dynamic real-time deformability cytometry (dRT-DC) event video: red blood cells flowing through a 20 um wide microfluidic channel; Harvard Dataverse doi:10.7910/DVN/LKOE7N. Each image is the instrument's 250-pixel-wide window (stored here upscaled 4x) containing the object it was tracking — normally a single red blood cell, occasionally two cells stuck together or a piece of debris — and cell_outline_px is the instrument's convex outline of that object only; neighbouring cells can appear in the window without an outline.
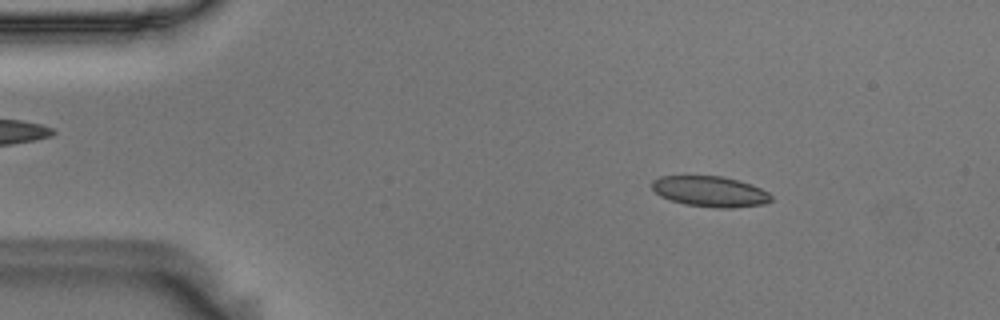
{"species": "Egyptian fruit bat (a non-hibernating species)", "species_latin": "Rousettus aegyptiacus", "temperature_condition": "room temperature", "stored_images_in_passage": 55, "camera_frame_rate_fps": 3000, "um_per_image_px": 0.085, "animal": {"sex": "male"}, "frame": {"image": 1, "passage_image": 8, "time_ms": 2.333, "image_size_px": [1000, 320], "cell_outline_px": [[772, 200], [764, 204], [732, 208], [716, 208], [684, 204], [660, 196], [652, 188], [652, 180], [660, 176], [720, 176], [752, 184], [768, 192], [772, 196]], "centroid_in_image_um": [60.36, 16.28], "position_along_channel_um": 24.6, "area_um2": 21.21}}
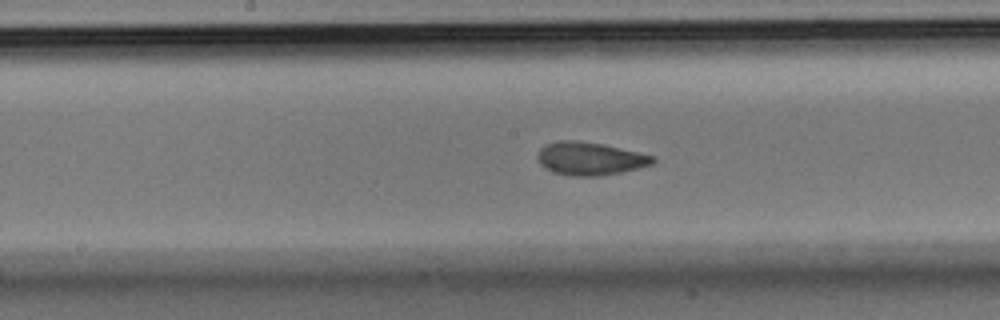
{"frame": {"image": 2, "passage_image": 28, "time_ms": 9.0, "image_size_px": [1000, 320], "cell_outline_px": [[656, 160], [652, 164], [620, 172], [600, 176], [572, 176], [552, 172], [544, 168], [540, 164], [536, 156], [540, 148], [544, 144], [560, 140], [576, 140], [604, 144], [640, 152], [656, 156]], "centroid_in_image_um": [50.12, 13.47], "position_along_channel_um": 198.1, "area_um2": 22.43}}
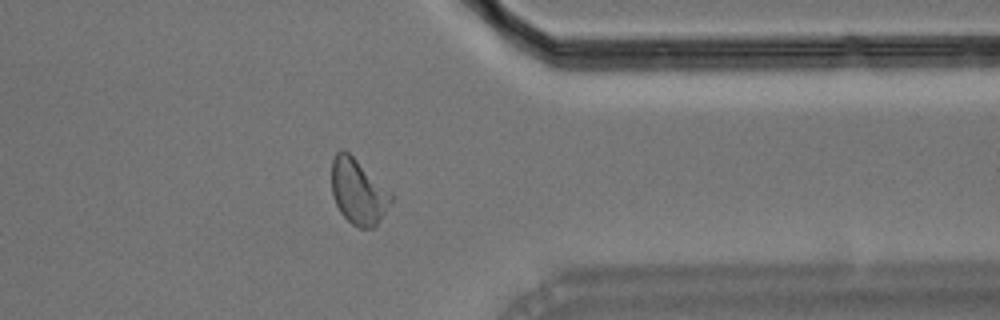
{"frame": {"image": 3, "passage_image": 44, "time_ms": 14.333, "image_size_px": [1000, 320], "cell_outline_px": [[392, 200], [380, 220], [372, 228], [360, 228], [352, 224], [340, 212], [336, 204], [332, 192], [332, 160], [336, 152], [340, 148], [344, 148], [392, 192]], "centroid_in_image_um": [30.44, 16.26], "position_along_channel_um": 381.0, "area_um2": 22.54}, "authors_computed_cell_mechanics": {"area_um2": 21.9062, "velocity_mm_per_s": 3.5992, "shape_relaxation_time_tau1_ms": 8.3332, "shape_relaxation_time_tau2_ms": 1.5605, "deformation_change_tau1": 0.1677, "deformation_change_tau2": 0.0629}}